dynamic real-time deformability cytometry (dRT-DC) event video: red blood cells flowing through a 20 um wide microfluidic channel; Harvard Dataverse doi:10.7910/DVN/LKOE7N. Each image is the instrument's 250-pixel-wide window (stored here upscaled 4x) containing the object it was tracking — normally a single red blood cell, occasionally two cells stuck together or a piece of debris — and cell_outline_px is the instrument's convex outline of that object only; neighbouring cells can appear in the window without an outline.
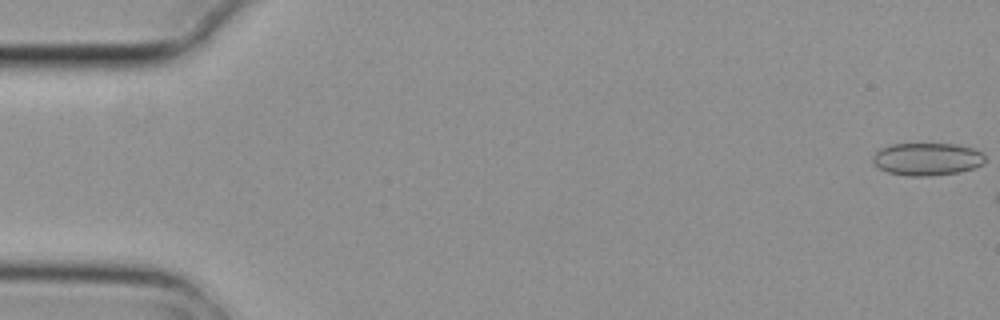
{"species": "common noctule bat (a hibernating species)", "species_latin": "Nyctalus noctula", "temperature_condition": "cold", "stored_images_in_passage": 7, "camera_frame_rate_fps": 3000, "um_per_image_px": 0.085, "animal": {"sex": "female", "body_mass_g": 29.2, "forearm_length_mm": 56.3}, "frame": {"image": 1, "passage_image": 1, "time_ms": 0.0, "image_size_px": [1000, 320], "cell_outline_px": [[984, 164], [976, 168], [960, 172], [928, 176], [908, 176], [888, 172], [880, 168], [872, 160], [872, 156], [880, 148], [892, 144], [956, 144], [972, 148], [984, 152]], "centroid_in_image_um": [78.84, 13.52], "position_along_channel_um": 6.2, "area_um2": 21.44}}
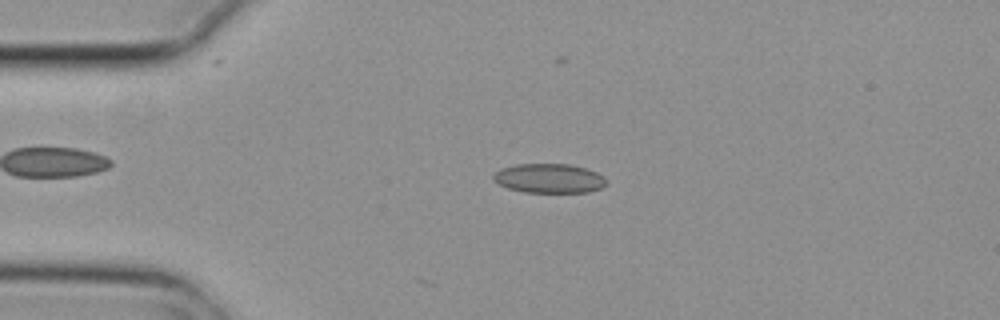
{"frame": {"image": 2, "passage_image": 5, "time_ms": 1.333, "image_size_px": [1000, 320], "cell_outline_px": [[604, 184], [600, 188], [588, 192], [524, 192], [508, 188], [492, 180], [492, 176], [500, 168], [516, 164], [568, 164], [584, 168], [596, 172], [604, 176]], "centroid_in_image_um": [46.63, 15.15], "position_along_channel_um": 38.4, "area_um2": 19.13}}
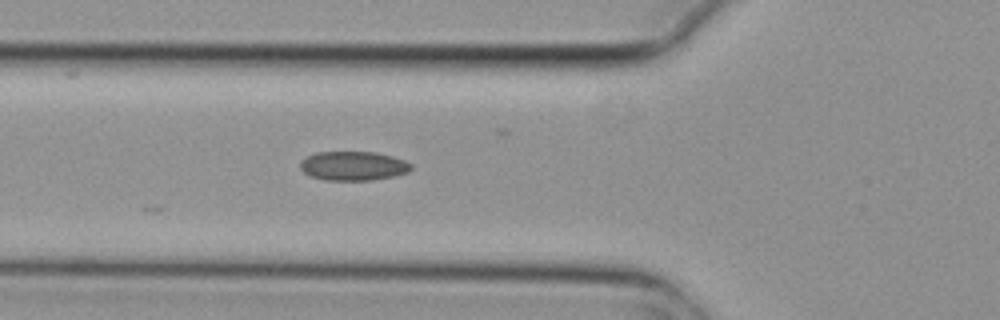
{"frame": {"image": 3, "passage_image": 7, "time_ms": 2.0, "image_size_px": [1000, 320], "cell_outline_px": [[412, 168], [408, 172], [392, 176], [372, 180], [324, 180], [308, 176], [300, 168], [300, 164], [308, 156], [316, 152], [376, 152], [392, 156], [404, 160], [412, 164]], "centroid_in_image_um": [30.03, 14.1], "position_along_channel_um": 95.8, "area_um2": 18.79}}